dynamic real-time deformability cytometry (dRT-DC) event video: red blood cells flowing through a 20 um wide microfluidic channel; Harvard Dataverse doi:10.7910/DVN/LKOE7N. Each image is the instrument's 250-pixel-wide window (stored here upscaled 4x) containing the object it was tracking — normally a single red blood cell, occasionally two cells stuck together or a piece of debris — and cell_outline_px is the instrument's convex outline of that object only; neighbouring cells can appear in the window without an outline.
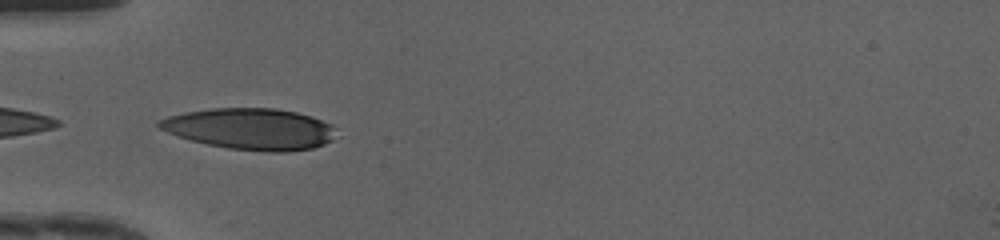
{"species": "human", "species_latin": "Homo sapiens", "temperature_condition": "cold", "stored_images_in_passage": 34, "camera_frame_rate_fps": 3000, "um_per_image_px": 0.085, "donor": {"sex": "female"}, "frame": {"image": 1, "passage_image": 1, "time_ms": 0.0, "image_size_px": [1000, 240], "cell_outline_px": [[336, 128], [332, 140], [324, 144], [312, 148], [288, 152], [268, 152], [228, 148], [208, 144], [192, 140], [168, 132], [160, 128], [156, 124], [156, 120], [168, 116], [184, 112], [212, 108], [276, 108], [296, 112], [332, 124]], "centroid_in_image_um": [21.28, 10.95], "position_along_channel_um": 63.7, "area_um2": 42.48}}
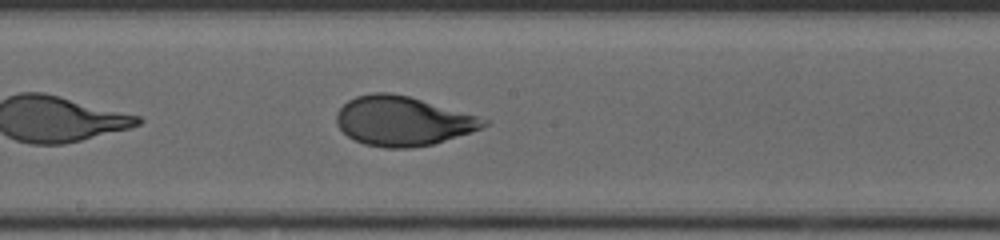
{"frame": {"image": 2, "passage_image": 12, "time_ms": 3.667, "image_size_px": [1000, 240], "cell_outline_px": [[488, 124], [480, 128], [432, 144], [408, 148], [384, 148], [364, 144], [348, 136], [336, 124], [336, 112], [348, 100], [356, 96], [372, 92], [388, 92], [408, 96], [476, 116], [488, 120]], "centroid_in_image_um": [34.16, 10.28], "position_along_channel_um": 214.0, "area_um2": 41.73}}
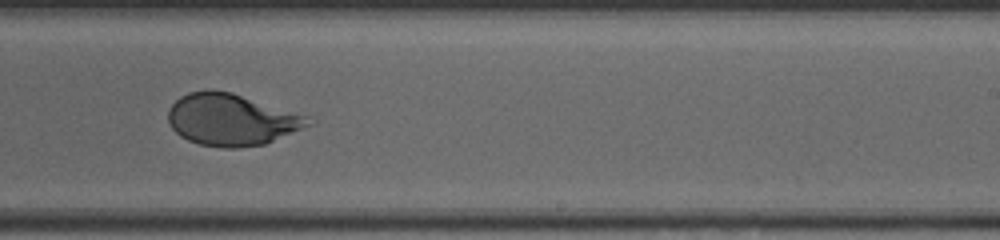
{"frame": {"image": 3, "passage_image": 16, "time_ms": 5.0, "image_size_px": [1000, 240], "cell_outline_px": [[312, 124], [304, 128], [264, 144], [236, 148], [224, 148], [200, 144], [188, 140], [180, 136], [172, 128], [168, 120], [168, 108], [180, 96], [188, 92], [208, 88], [212, 88], [232, 92], [308, 116]], "centroid_in_image_um": [19.64, 10.15], "position_along_channel_um": 269.4, "area_um2": 42.37}, "authors_computed_cell_mechanics": {"area_um2": 44.5349, "velocity_mm_per_s": 4.1757, "shape_relaxation_time_tau1_ms": 3.113, "shape_relaxation_time_tau2_ms": null, "deformation_change_tau1": 0.1716, "deformation_change_tau2": null}}